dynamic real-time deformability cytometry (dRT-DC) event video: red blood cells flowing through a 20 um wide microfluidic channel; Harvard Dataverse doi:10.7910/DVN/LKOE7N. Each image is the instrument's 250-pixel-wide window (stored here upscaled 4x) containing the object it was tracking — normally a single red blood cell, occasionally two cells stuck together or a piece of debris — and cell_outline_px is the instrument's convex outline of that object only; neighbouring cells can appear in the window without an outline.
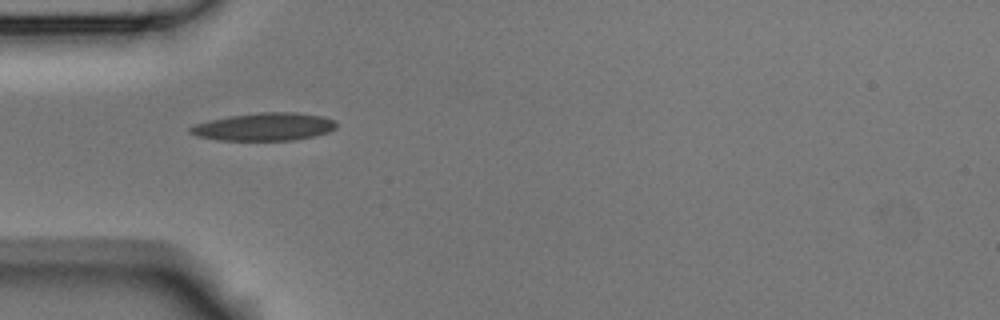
{"species": "Egyptian fruit bat (a non-hibernating species)", "species_latin": "Rousettus aegyptiacus", "temperature_condition": "room temperature", "stored_images_in_passage": 5, "camera_frame_rate_fps": 3000, "um_per_image_px": 0.085, "animal": {"sex": "male"}, "frame": {"image": 1, "passage_image": 1, "time_ms": 0.0, "image_size_px": [1000, 320], "cell_outline_px": [[336, 128], [328, 132], [312, 136], [292, 140], [216, 140], [196, 136], [188, 132], [188, 128], [196, 124], [208, 120], [228, 116], [260, 112], [296, 112], [324, 116], [336, 120]], "centroid_in_image_um": [22.45, 10.77], "position_along_channel_um": 62.6, "area_um2": 23.81}}
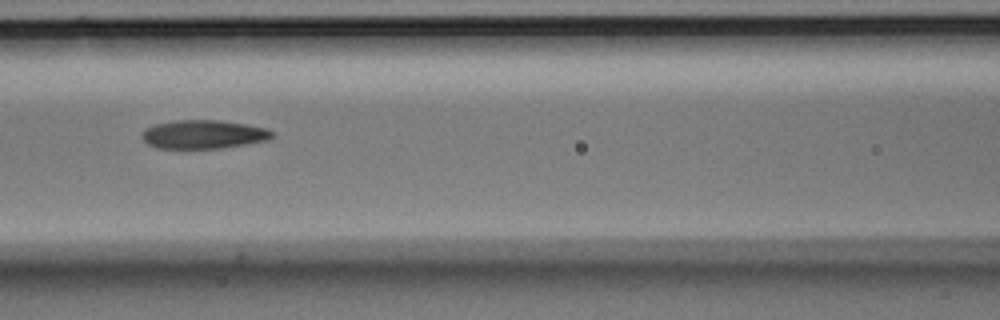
{"frame": {"image": 2, "passage_image": 3, "time_ms": 0.667, "image_size_px": [1000, 320], "cell_outline_px": [[276, 136], [268, 140], [220, 148], [156, 148], [148, 144], [144, 140], [144, 128], [156, 124], [176, 120], [220, 120], [248, 124], [268, 128]], "centroid_in_image_um": [17.35, 11.41], "position_along_channel_um": 149.3, "area_um2": 21.68}}
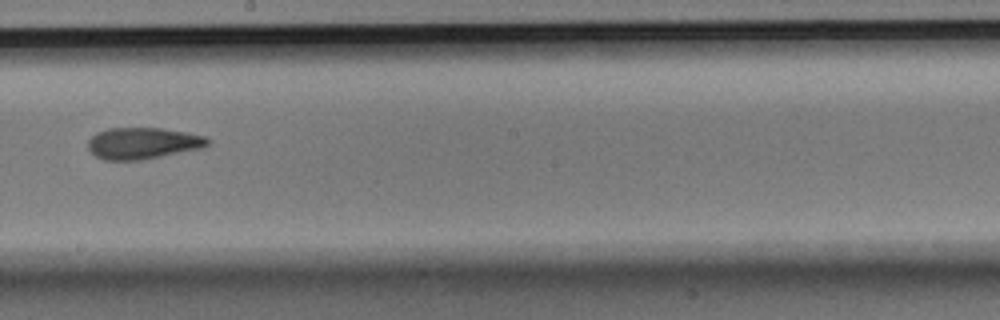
{"frame": {"image": 3, "passage_image": 5, "time_ms": 1.333, "image_size_px": [1000, 320], "cell_outline_px": [[212, 140], [204, 148], [140, 160], [104, 160], [96, 156], [88, 148], [88, 140], [96, 132], [108, 128], [160, 128], [208, 136]], "centroid_in_image_um": [12.17, 12.17], "position_along_channel_um": 236.0, "area_um2": 22.08}}